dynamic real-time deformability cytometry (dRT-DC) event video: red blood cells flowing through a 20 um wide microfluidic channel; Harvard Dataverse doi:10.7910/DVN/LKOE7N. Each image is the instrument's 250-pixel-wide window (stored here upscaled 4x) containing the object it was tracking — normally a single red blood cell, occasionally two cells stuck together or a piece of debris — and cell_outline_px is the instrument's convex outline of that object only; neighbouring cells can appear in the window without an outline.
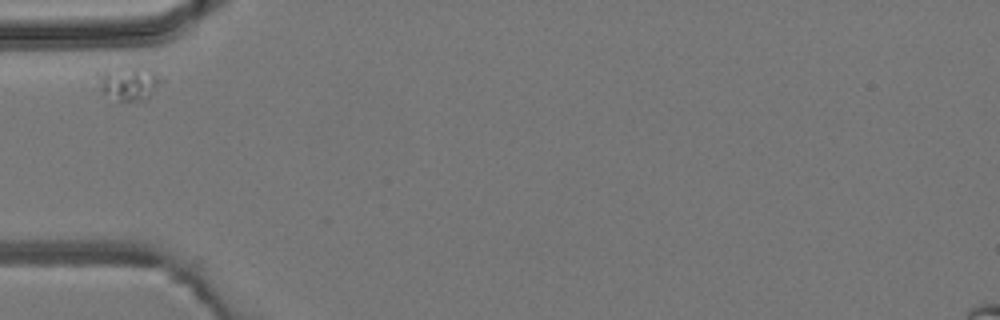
{"species": "common noctule bat (a hibernating species)", "species_latin": "Nyctalus noctula", "temperature_condition": "room temperature", "stored_images_in_passage": 5, "camera_frame_rate_fps": 3000, "um_per_image_px": 0.085, "animal": {"sex": "male", "body_mass_g": 19.2, "forearm_length_mm": 51.8}, "frame": {"image": 1, "passage_image": 1, "time_ms": 0.0, "image_size_px": [1000, 320], "cell_outline_px": [[164, 80], [144, 100], [120, 100], [96, 88], [88, 68], [132, 64], [140, 64], [152, 68]], "centroid_in_image_um": [10.73, 6.88], "position_along_channel_um": 74.3, "area_um2": 14.33}}
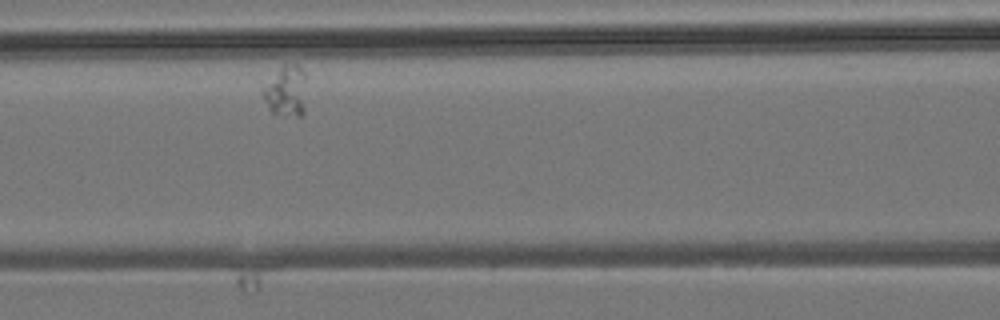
{"frame": {"image": 2, "passage_image": 3, "time_ms": 2.0, "image_size_px": [1000, 320], "cell_outline_px": [[304, 116], [296, 116], [272, 112], [268, 108], [260, 92], [280, 68], [284, 64], [296, 64], [304, 72]], "centroid_in_image_um": [24.3, 7.76], "position_along_channel_um": 142.3, "area_um2": 12.48}}
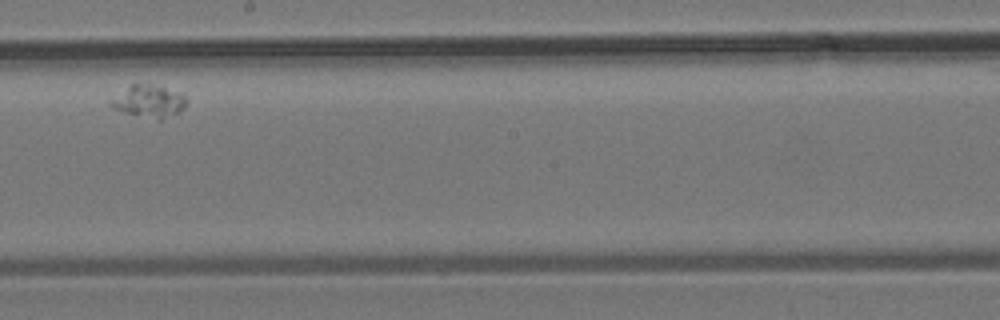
{"frame": {"image": 3, "passage_image": 5, "time_ms": 4.667, "image_size_px": [1000, 320], "cell_outline_px": [[188, 100], [184, 108], [160, 120], [112, 108], [108, 104], [108, 100], [132, 84], [148, 84], [164, 88], [184, 96]], "centroid_in_image_um": [12.61, 8.6], "position_along_channel_um": 235.6, "area_um2": 13.64}}